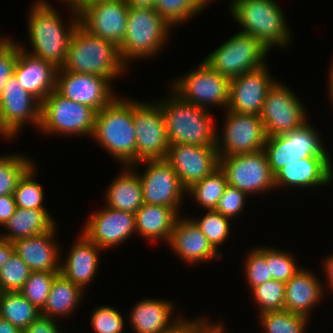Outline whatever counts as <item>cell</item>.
I'll return each instance as SVG.
<instances>
[{
	"instance_id": "obj_1",
	"label": "cell",
	"mask_w": 333,
	"mask_h": 333,
	"mask_svg": "<svg viewBox=\"0 0 333 333\" xmlns=\"http://www.w3.org/2000/svg\"><path fill=\"white\" fill-rule=\"evenodd\" d=\"M51 5L45 0H38L32 4L28 15V34L33 51H27V47L22 46L21 43L20 48L32 56L49 61L57 68H61L66 59L72 34L80 23L79 13L77 9L70 6L73 18L66 27L61 21L60 14Z\"/></svg>"
},
{
	"instance_id": "obj_2",
	"label": "cell",
	"mask_w": 333,
	"mask_h": 333,
	"mask_svg": "<svg viewBox=\"0 0 333 333\" xmlns=\"http://www.w3.org/2000/svg\"><path fill=\"white\" fill-rule=\"evenodd\" d=\"M62 70L98 75L111 82L127 70L122 62L118 46L111 41L93 35L80 23L74 30Z\"/></svg>"
},
{
	"instance_id": "obj_3",
	"label": "cell",
	"mask_w": 333,
	"mask_h": 333,
	"mask_svg": "<svg viewBox=\"0 0 333 333\" xmlns=\"http://www.w3.org/2000/svg\"><path fill=\"white\" fill-rule=\"evenodd\" d=\"M124 166L136 163V135L132 99L117 96L96 113L92 136Z\"/></svg>"
},
{
	"instance_id": "obj_4",
	"label": "cell",
	"mask_w": 333,
	"mask_h": 333,
	"mask_svg": "<svg viewBox=\"0 0 333 333\" xmlns=\"http://www.w3.org/2000/svg\"><path fill=\"white\" fill-rule=\"evenodd\" d=\"M170 96L165 101H157L165 119L169 144L216 146L217 130L211 111L183 100L172 90Z\"/></svg>"
},
{
	"instance_id": "obj_5",
	"label": "cell",
	"mask_w": 333,
	"mask_h": 333,
	"mask_svg": "<svg viewBox=\"0 0 333 333\" xmlns=\"http://www.w3.org/2000/svg\"><path fill=\"white\" fill-rule=\"evenodd\" d=\"M230 13L241 32L252 35L270 50L286 47L291 40L284 12L274 0H232Z\"/></svg>"
},
{
	"instance_id": "obj_6",
	"label": "cell",
	"mask_w": 333,
	"mask_h": 333,
	"mask_svg": "<svg viewBox=\"0 0 333 333\" xmlns=\"http://www.w3.org/2000/svg\"><path fill=\"white\" fill-rule=\"evenodd\" d=\"M171 29L172 26L154 8L129 4L125 38L118 47L122 62L128 66L130 60L157 55Z\"/></svg>"
},
{
	"instance_id": "obj_7",
	"label": "cell",
	"mask_w": 333,
	"mask_h": 333,
	"mask_svg": "<svg viewBox=\"0 0 333 333\" xmlns=\"http://www.w3.org/2000/svg\"><path fill=\"white\" fill-rule=\"evenodd\" d=\"M96 111L60 95L56 90L41 102L38 130L45 134L92 136Z\"/></svg>"
},
{
	"instance_id": "obj_8",
	"label": "cell",
	"mask_w": 333,
	"mask_h": 333,
	"mask_svg": "<svg viewBox=\"0 0 333 333\" xmlns=\"http://www.w3.org/2000/svg\"><path fill=\"white\" fill-rule=\"evenodd\" d=\"M270 52L252 35L238 32L222 43L204 61L214 70L229 79L257 69L266 64Z\"/></svg>"
},
{
	"instance_id": "obj_9",
	"label": "cell",
	"mask_w": 333,
	"mask_h": 333,
	"mask_svg": "<svg viewBox=\"0 0 333 333\" xmlns=\"http://www.w3.org/2000/svg\"><path fill=\"white\" fill-rule=\"evenodd\" d=\"M310 123L286 134L266 137L264 151L272 173L275 175L287 164L311 156H329L322 138Z\"/></svg>"
},
{
	"instance_id": "obj_10",
	"label": "cell",
	"mask_w": 333,
	"mask_h": 333,
	"mask_svg": "<svg viewBox=\"0 0 333 333\" xmlns=\"http://www.w3.org/2000/svg\"><path fill=\"white\" fill-rule=\"evenodd\" d=\"M183 100L203 109L229 103L230 79L214 71L204 60L196 69L172 83L171 88Z\"/></svg>"
},
{
	"instance_id": "obj_11",
	"label": "cell",
	"mask_w": 333,
	"mask_h": 333,
	"mask_svg": "<svg viewBox=\"0 0 333 333\" xmlns=\"http://www.w3.org/2000/svg\"><path fill=\"white\" fill-rule=\"evenodd\" d=\"M219 166L226 175L228 185L247 195L275 188V175L264 150L219 157Z\"/></svg>"
},
{
	"instance_id": "obj_12",
	"label": "cell",
	"mask_w": 333,
	"mask_h": 333,
	"mask_svg": "<svg viewBox=\"0 0 333 333\" xmlns=\"http://www.w3.org/2000/svg\"><path fill=\"white\" fill-rule=\"evenodd\" d=\"M132 120L136 135V163L143 160L166 159L170 144L159 104L133 100Z\"/></svg>"
},
{
	"instance_id": "obj_13",
	"label": "cell",
	"mask_w": 333,
	"mask_h": 333,
	"mask_svg": "<svg viewBox=\"0 0 333 333\" xmlns=\"http://www.w3.org/2000/svg\"><path fill=\"white\" fill-rule=\"evenodd\" d=\"M304 107L288 86L276 81L268 90L260 113L266 137L286 134L301 127L308 121Z\"/></svg>"
},
{
	"instance_id": "obj_14",
	"label": "cell",
	"mask_w": 333,
	"mask_h": 333,
	"mask_svg": "<svg viewBox=\"0 0 333 333\" xmlns=\"http://www.w3.org/2000/svg\"><path fill=\"white\" fill-rule=\"evenodd\" d=\"M225 114L223 133L221 137L217 133L216 137L219 157L264 150L266 134L260 115L227 109Z\"/></svg>"
},
{
	"instance_id": "obj_15",
	"label": "cell",
	"mask_w": 333,
	"mask_h": 333,
	"mask_svg": "<svg viewBox=\"0 0 333 333\" xmlns=\"http://www.w3.org/2000/svg\"><path fill=\"white\" fill-rule=\"evenodd\" d=\"M40 117L41 102L25 91L12 75L7 80L0 98V135L10 140L16 138L26 123L38 128Z\"/></svg>"
},
{
	"instance_id": "obj_16",
	"label": "cell",
	"mask_w": 333,
	"mask_h": 333,
	"mask_svg": "<svg viewBox=\"0 0 333 333\" xmlns=\"http://www.w3.org/2000/svg\"><path fill=\"white\" fill-rule=\"evenodd\" d=\"M147 164L144 174H138L143 193V203L167 206L177 213L187 189L182 185L176 171L166 159L143 160L131 165ZM135 165V166H134Z\"/></svg>"
},
{
	"instance_id": "obj_17",
	"label": "cell",
	"mask_w": 333,
	"mask_h": 333,
	"mask_svg": "<svg viewBox=\"0 0 333 333\" xmlns=\"http://www.w3.org/2000/svg\"><path fill=\"white\" fill-rule=\"evenodd\" d=\"M128 11L127 0H91L78 9L85 29L118 47L125 38Z\"/></svg>"
},
{
	"instance_id": "obj_18",
	"label": "cell",
	"mask_w": 333,
	"mask_h": 333,
	"mask_svg": "<svg viewBox=\"0 0 333 333\" xmlns=\"http://www.w3.org/2000/svg\"><path fill=\"white\" fill-rule=\"evenodd\" d=\"M110 82L106 77L58 68L55 90L63 97L98 112L115 98Z\"/></svg>"
},
{
	"instance_id": "obj_19",
	"label": "cell",
	"mask_w": 333,
	"mask_h": 333,
	"mask_svg": "<svg viewBox=\"0 0 333 333\" xmlns=\"http://www.w3.org/2000/svg\"><path fill=\"white\" fill-rule=\"evenodd\" d=\"M166 160L186 189L219 167L216 146L170 144Z\"/></svg>"
},
{
	"instance_id": "obj_20",
	"label": "cell",
	"mask_w": 333,
	"mask_h": 333,
	"mask_svg": "<svg viewBox=\"0 0 333 333\" xmlns=\"http://www.w3.org/2000/svg\"><path fill=\"white\" fill-rule=\"evenodd\" d=\"M81 232L103 251L108 250L137 233L135 213L105 206L104 209L94 212L88 218Z\"/></svg>"
},
{
	"instance_id": "obj_21",
	"label": "cell",
	"mask_w": 333,
	"mask_h": 333,
	"mask_svg": "<svg viewBox=\"0 0 333 333\" xmlns=\"http://www.w3.org/2000/svg\"><path fill=\"white\" fill-rule=\"evenodd\" d=\"M267 66L264 64L230 79L227 110L260 115L268 90L276 82Z\"/></svg>"
},
{
	"instance_id": "obj_22",
	"label": "cell",
	"mask_w": 333,
	"mask_h": 333,
	"mask_svg": "<svg viewBox=\"0 0 333 333\" xmlns=\"http://www.w3.org/2000/svg\"><path fill=\"white\" fill-rule=\"evenodd\" d=\"M331 163L329 156H311L287 164L275 174V189L328 186L333 180Z\"/></svg>"
},
{
	"instance_id": "obj_23",
	"label": "cell",
	"mask_w": 333,
	"mask_h": 333,
	"mask_svg": "<svg viewBox=\"0 0 333 333\" xmlns=\"http://www.w3.org/2000/svg\"><path fill=\"white\" fill-rule=\"evenodd\" d=\"M168 245L176 256L189 264H199L202 261L204 263L214 258H222V253L213 249L207 237L189 217L177 218Z\"/></svg>"
},
{
	"instance_id": "obj_24",
	"label": "cell",
	"mask_w": 333,
	"mask_h": 333,
	"mask_svg": "<svg viewBox=\"0 0 333 333\" xmlns=\"http://www.w3.org/2000/svg\"><path fill=\"white\" fill-rule=\"evenodd\" d=\"M57 70L51 62L32 56L20 48L13 75L25 91L42 102L56 89Z\"/></svg>"
},
{
	"instance_id": "obj_25",
	"label": "cell",
	"mask_w": 333,
	"mask_h": 333,
	"mask_svg": "<svg viewBox=\"0 0 333 333\" xmlns=\"http://www.w3.org/2000/svg\"><path fill=\"white\" fill-rule=\"evenodd\" d=\"M55 233L56 226L44 234L13 242L15 253L21 257L31 271L60 272V245L54 239Z\"/></svg>"
},
{
	"instance_id": "obj_26",
	"label": "cell",
	"mask_w": 333,
	"mask_h": 333,
	"mask_svg": "<svg viewBox=\"0 0 333 333\" xmlns=\"http://www.w3.org/2000/svg\"><path fill=\"white\" fill-rule=\"evenodd\" d=\"M102 251L83 232L72 245L66 261L60 264V273L73 284L85 290L97 274L99 264V252Z\"/></svg>"
},
{
	"instance_id": "obj_27",
	"label": "cell",
	"mask_w": 333,
	"mask_h": 333,
	"mask_svg": "<svg viewBox=\"0 0 333 333\" xmlns=\"http://www.w3.org/2000/svg\"><path fill=\"white\" fill-rule=\"evenodd\" d=\"M322 285L313 271L301 269L285 283L284 309L310 318L309 313L324 296Z\"/></svg>"
},
{
	"instance_id": "obj_28",
	"label": "cell",
	"mask_w": 333,
	"mask_h": 333,
	"mask_svg": "<svg viewBox=\"0 0 333 333\" xmlns=\"http://www.w3.org/2000/svg\"><path fill=\"white\" fill-rule=\"evenodd\" d=\"M174 304L171 301L162 299H143L138 302L129 318L130 324L135 333H160L168 329L180 318L174 319L171 315ZM173 318V321H172Z\"/></svg>"
},
{
	"instance_id": "obj_29",
	"label": "cell",
	"mask_w": 333,
	"mask_h": 333,
	"mask_svg": "<svg viewBox=\"0 0 333 333\" xmlns=\"http://www.w3.org/2000/svg\"><path fill=\"white\" fill-rule=\"evenodd\" d=\"M123 170L107 187L105 205L116 210L136 213L143 205L141 182L132 166H125Z\"/></svg>"
},
{
	"instance_id": "obj_30",
	"label": "cell",
	"mask_w": 333,
	"mask_h": 333,
	"mask_svg": "<svg viewBox=\"0 0 333 333\" xmlns=\"http://www.w3.org/2000/svg\"><path fill=\"white\" fill-rule=\"evenodd\" d=\"M57 224L47 209H24L18 208L4 224V229L9 230L1 233L0 237L10 242L44 234L51 231Z\"/></svg>"
},
{
	"instance_id": "obj_31",
	"label": "cell",
	"mask_w": 333,
	"mask_h": 333,
	"mask_svg": "<svg viewBox=\"0 0 333 333\" xmlns=\"http://www.w3.org/2000/svg\"><path fill=\"white\" fill-rule=\"evenodd\" d=\"M179 216L170 207L143 203L135 213L136 232L144 238L160 239L168 243Z\"/></svg>"
},
{
	"instance_id": "obj_32",
	"label": "cell",
	"mask_w": 333,
	"mask_h": 333,
	"mask_svg": "<svg viewBox=\"0 0 333 333\" xmlns=\"http://www.w3.org/2000/svg\"><path fill=\"white\" fill-rule=\"evenodd\" d=\"M83 295L84 290L80 286L59 273L54 278L44 308L40 311L41 315L53 319L70 316L79 306Z\"/></svg>"
},
{
	"instance_id": "obj_33",
	"label": "cell",
	"mask_w": 333,
	"mask_h": 333,
	"mask_svg": "<svg viewBox=\"0 0 333 333\" xmlns=\"http://www.w3.org/2000/svg\"><path fill=\"white\" fill-rule=\"evenodd\" d=\"M40 315V310L20 291L0 292V317L9 321L22 332Z\"/></svg>"
},
{
	"instance_id": "obj_34",
	"label": "cell",
	"mask_w": 333,
	"mask_h": 333,
	"mask_svg": "<svg viewBox=\"0 0 333 333\" xmlns=\"http://www.w3.org/2000/svg\"><path fill=\"white\" fill-rule=\"evenodd\" d=\"M227 178L220 166L202 180L187 189V194L194 197L196 203L206 210H215L218 200L222 197Z\"/></svg>"
},
{
	"instance_id": "obj_35",
	"label": "cell",
	"mask_w": 333,
	"mask_h": 333,
	"mask_svg": "<svg viewBox=\"0 0 333 333\" xmlns=\"http://www.w3.org/2000/svg\"><path fill=\"white\" fill-rule=\"evenodd\" d=\"M264 333H305L310 318L285 309L260 314Z\"/></svg>"
},
{
	"instance_id": "obj_36",
	"label": "cell",
	"mask_w": 333,
	"mask_h": 333,
	"mask_svg": "<svg viewBox=\"0 0 333 333\" xmlns=\"http://www.w3.org/2000/svg\"><path fill=\"white\" fill-rule=\"evenodd\" d=\"M35 171L36 166L33 163L17 182L13 196L18 208L46 209L43 205V187L35 181Z\"/></svg>"
},
{
	"instance_id": "obj_37",
	"label": "cell",
	"mask_w": 333,
	"mask_h": 333,
	"mask_svg": "<svg viewBox=\"0 0 333 333\" xmlns=\"http://www.w3.org/2000/svg\"><path fill=\"white\" fill-rule=\"evenodd\" d=\"M201 217L190 218L201 232L207 237L209 244L216 252L219 246L225 242L230 234V219L215 210H207Z\"/></svg>"
},
{
	"instance_id": "obj_38",
	"label": "cell",
	"mask_w": 333,
	"mask_h": 333,
	"mask_svg": "<svg viewBox=\"0 0 333 333\" xmlns=\"http://www.w3.org/2000/svg\"><path fill=\"white\" fill-rule=\"evenodd\" d=\"M26 155H0V196L13 194L19 178L32 165Z\"/></svg>"
},
{
	"instance_id": "obj_39",
	"label": "cell",
	"mask_w": 333,
	"mask_h": 333,
	"mask_svg": "<svg viewBox=\"0 0 333 333\" xmlns=\"http://www.w3.org/2000/svg\"><path fill=\"white\" fill-rule=\"evenodd\" d=\"M256 249L266 258L273 280L287 283L302 269L297 266V261L289 252L277 250L273 247H257Z\"/></svg>"
},
{
	"instance_id": "obj_40",
	"label": "cell",
	"mask_w": 333,
	"mask_h": 333,
	"mask_svg": "<svg viewBox=\"0 0 333 333\" xmlns=\"http://www.w3.org/2000/svg\"><path fill=\"white\" fill-rule=\"evenodd\" d=\"M153 8L172 27L204 10L196 0H156Z\"/></svg>"
},
{
	"instance_id": "obj_41",
	"label": "cell",
	"mask_w": 333,
	"mask_h": 333,
	"mask_svg": "<svg viewBox=\"0 0 333 333\" xmlns=\"http://www.w3.org/2000/svg\"><path fill=\"white\" fill-rule=\"evenodd\" d=\"M59 273L31 271L20 292L41 311L46 303L54 278Z\"/></svg>"
},
{
	"instance_id": "obj_42",
	"label": "cell",
	"mask_w": 333,
	"mask_h": 333,
	"mask_svg": "<svg viewBox=\"0 0 333 333\" xmlns=\"http://www.w3.org/2000/svg\"><path fill=\"white\" fill-rule=\"evenodd\" d=\"M31 270L15 252L0 269V292H18L26 283Z\"/></svg>"
},
{
	"instance_id": "obj_43",
	"label": "cell",
	"mask_w": 333,
	"mask_h": 333,
	"mask_svg": "<svg viewBox=\"0 0 333 333\" xmlns=\"http://www.w3.org/2000/svg\"><path fill=\"white\" fill-rule=\"evenodd\" d=\"M259 314L284 309L285 283L278 280H270L255 287L251 291Z\"/></svg>"
},
{
	"instance_id": "obj_44",
	"label": "cell",
	"mask_w": 333,
	"mask_h": 333,
	"mask_svg": "<svg viewBox=\"0 0 333 333\" xmlns=\"http://www.w3.org/2000/svg\"><path fill=\"white\" fill-rule=\"evenodd\" d=\"M91 326L96 333H123L124 319L117 309L111 306H100L91 314Z\"/></svg>"
},
{
	"instance_id": "obj_45",
	"label": "cell",
	"mask_w": 333,
	"mask_h": 333,
	"mask_svg": "<svg viewBox=\"0 0 333 333\" xmlns=\"http://www.w3.org/2000/svg\"><path fill=\"white\" fill-rule=\"evenodd\" d=\"M245 276L251 291L267 281L272 280L266 258L257 250L252 249L247 255L244 264Z\"/></svg>"
},
{
	"instance_id": "obj_46",
	"label": "cell",
	"mask_w": 333,
	"mask_h": 333,
	"mask_svg": "<svg viewBox=\"0 0 333 333\" xmlns=\"http://www.w3.org/2000/svg\"><path fill=\"white\" fill-rule=\"evenodd\" d=\"M20 44L9 38L0 40V98L7 80L13 75Z\"/></svg>"
},
{
	"instance_id": "obj_47",
	"label": "cell",
	"mask_w": 333,
	"mask_h": 333,
	"mask_svg": "<svg viewBox=\"0 0 333 333\" xmlns=\"http://www.w3.org/2000/svg\"><path fill=\"white\" fill-rule=\"evenodd\" d=\"M247 196L238 188L227 185L222 197L218 200L215 211L231 220L243 211Z\"/></svg>"
},
{
	"instance_id": "obj_48",
	"label": "cell",
	"mask_w": 333,
	"mask_h": 333,
	"mask_svg": "<svg viewBox=\"0 0 333 333\" xmlns=\"http://www.w3.org/2000/svg\"><path fill=\"white\" fill-rule=\"evenodd\" d=\"M213 323H209L205 317L185 320L182 316L168 329L160 333H204Z\"/></svg>"
},
{
	"instance_id": "obj_49",
	"label": "cell",
	"mask_w": 333,
	"mask_h": 333,
	"mask_svg": "<svg viewBox=\"0 0 333 333\" xmlns=\"http://www.w3.org/2000/svg\"><path fill=\"white\" fill-rule=\"evenodd\" d=\"M56 320L40 315L23 333H60Z\"/></svg>"
},
{
	"instance_id": "obj_50",
	"label": "cell",
	"mask_w": 333,
	"mask_h": 333,
	"mask_svg": "<svg viewBox=\"0 0 333 333\" xmlns=\"http://www.w3.org/2000/svg\"><path fill=\"white\" fill-rule=\"evenodd\" d=\"M17 205L13 194L0 196V225L3 227L9 218L15 213Z\"/></svg>"
},
{
	"instance_id": "obj_51",
	"label": "cell",
	"mask_w": 333,
	"mask_h": 333,
	"mask_svg": "<svg viewBox=\"0 0 333 333\" xmlns=\"http://www.w3.org/2000/svg\"><path fill=\"white\" fill-rule=\"evenodd\" d=\"M15 252L14 244L0 237V269Z\"/></svg>"
},
{
	"instance_id": "obj_52",
	"label": "cell",
	"mask_w": 333,
	"mask_h": 333,
	"mask_svg": "<svg viewBox=\"0 0 333 333\" xmlns=\"http://www.w3.org/2000/svg\"><path fill=\"white\" fill-rule=\"evenodd\" d=\"M326 260H324L323 262V266H324V272L326 273V282H328L329 284L328 287L331 289L330 291H332L333 293V253L332 255L328 256L327 258H325Z\"/></svg>"
},
{
	"instance_id": "obj_53",
	"label": "cell",
	"mask_w": 333,
	"mask_h": 333,
	"mask_svg": "<svg viewBox=\"0 0 333 333\" xmlns=\"http://www.w3.org/2000/svg\"><path fill=\"white\" fill-rule=\"evenodd\" d=\"M22 331L9 321L0 317V333H21Z\"/></svg>"
},
{
	"instance_id": "obj_54",
	"label": "cell",
	"mask_w": 333,
	"mask_h": 333,
	"mask_svg": "<svg viewBox=\"0 0 333 333\" xmlns=\"http://www.w3.org/2000/svg\"><path fill=\"white\" fill-rule=\"evenodd\" d=\"M128 3L136 7H149L153 8L156 0H127Z\"/></svg>"
},
{
	"instance_id": "obj_55",
	"label": "cell",
	"mask_w": 333,
	"mask_h": 333,
	"mask_svg": "<svg viewBox=\"0 0 333 333\" xmlns=\"http://www.w3.org/2000/svg\"><path fill=\"white\" fill-rule=\"evenodd\" d=\"M225 324L221 323H214L213 325H211L204 333H227L225 329Z\"/></svg>"
},
{
	"instance_id": "obj_56",
	"label": "cell",
	"mask_w": 333,
	"mask_h": 333,
	"mask_svg": "<svg viewBox=\"0 0 333 333\" xmlns=\"http://www.w3.org/2000/svg\"><path fill=\"white\" fill-rule=\"evenodd\" d=\"M332 65L330 66L331 68H329V69H331L329 72V79H328V83H329V97H331V101H332V103H333V61H332V63H331Z\"/></svg>"
},
{
	"instance_id": "obj_57",
	"label": "cell",
	"mask_w": 333,
	"mask_h": 333,
	"mask_svg": "<svg viewBox=\"0 0 333 333\" xmlns=\"http://www.w3.org/2000/svg\"><path fill=\"white\" fill-rule=\"evenodd\" d=\"M65 2H67V6H73L75 9H79L81 6H83V0H62Z\"/></svg>"
},
{
	"instance_id": "obj_58",
	"label": "cell",
	"mask_w": 333,
	"mask_h": 333,
	"mask_svg": "<svg viewBox=\"0 0 333 333\" xmlns=\"http://www.w3.org/2000/svg\"><path fill=\"white\" fill-rule=\"evenodd\" d=\"M198 2V4L203 8L205 9L206 6L209 4H211V1H214V0H196Z\"/></svg>"
},
{
	"instance_id": "obj_59",
	"label": "cell",
	"mask_w": 333,
	"mask_h": 333,
	"mask_svg": "<svg viewBox=\"0 0 333 333\" xmlns=\"http://www.w3.org/2000/svg\"><path fill=\"white\" fill-rule=\"evenodd\" d=\"M88 1H91V0H83V5L86 4Z\"/></svg>"
}]
</instances>
